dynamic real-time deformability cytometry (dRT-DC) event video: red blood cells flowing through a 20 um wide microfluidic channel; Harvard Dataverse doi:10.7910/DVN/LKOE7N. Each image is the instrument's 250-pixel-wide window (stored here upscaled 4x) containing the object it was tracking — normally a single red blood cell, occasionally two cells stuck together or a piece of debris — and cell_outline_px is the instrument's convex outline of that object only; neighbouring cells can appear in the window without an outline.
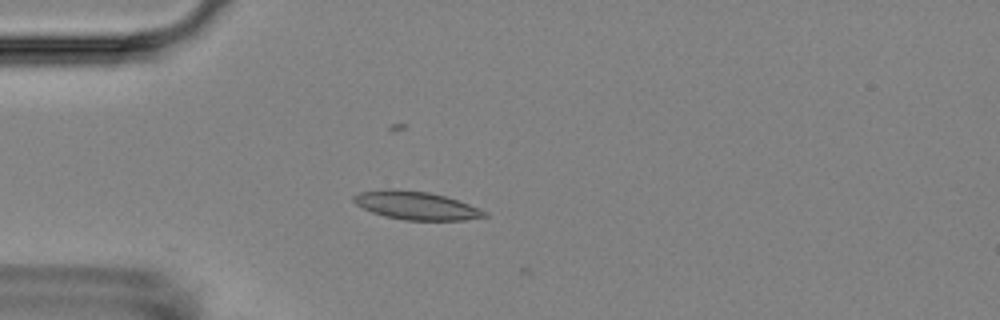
{"species": "Egyptian fruit bat (a non-hibernating species)", "species_latin": "Rousettus aegyptiacus", "temperature_condition": "room temperature", "stored_images_in_passage": 2, "camera_frame_rate_fps": 3000, "um_per_image_px": 0.085, "animal": {"sex": "female"}, "frame": {"image": 1, "passage_image": 2, "time_ms": 1.0, "image_size_px": [1000, 320], "cell_outline_px": [[488, 216], [464, 220], [404, 220], [384, 216], [372, 212], [356, 204], [352, 200], [352, 196], [360, 192], [388, 188], [392, 188], [428, 192], [444, 196], [468, 204], [488, 212]], "centroid_in_image_um": [35.34, 17.46], "position_along_channel_um": 49.7, "area_um2": 21.44}}